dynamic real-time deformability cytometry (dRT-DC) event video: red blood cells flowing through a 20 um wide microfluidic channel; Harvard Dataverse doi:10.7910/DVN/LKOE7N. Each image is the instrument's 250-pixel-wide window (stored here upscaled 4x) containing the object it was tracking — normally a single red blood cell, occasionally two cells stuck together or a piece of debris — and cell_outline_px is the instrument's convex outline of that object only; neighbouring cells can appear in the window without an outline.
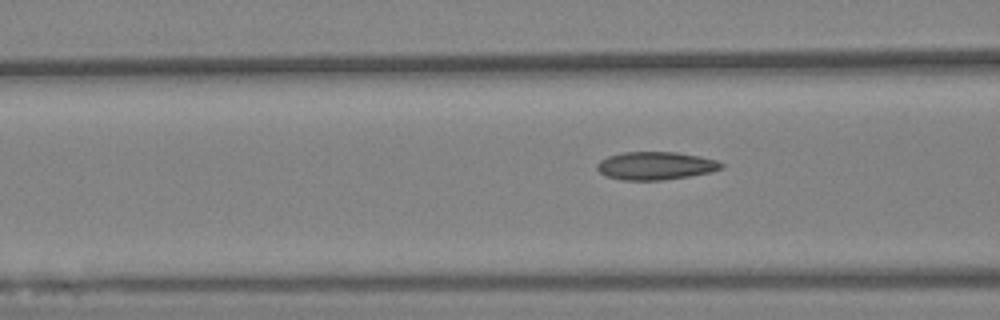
{"species": "Egyptian fruit bat (a non-hibernating species)", "species_latin": "Rousettus aegyptiacus", "temperature_condition": "warm", "stored_images_in_passage": 19, "camera_frame_rate_fps": 3000, "um_per_image_px": 0.085, "animal": {"sex": "female"}, "frame": {"image": 1, "passage_image": 11, "time_ms": 3.333, "image_size_px": [1000, 320], "cell_outline_px": [[724, 168], [712, 172], [664, 180], [624, 180], [604, 176], [596, 168], [596, 164], [600, 160], [608, 156], [624, 152], [676, 152], [716, 160], [724, 164]], "centroid_in_image_um": [55.71, 14.09], "position_along_channel_um": 110.9, "area_um2": 20.29}}
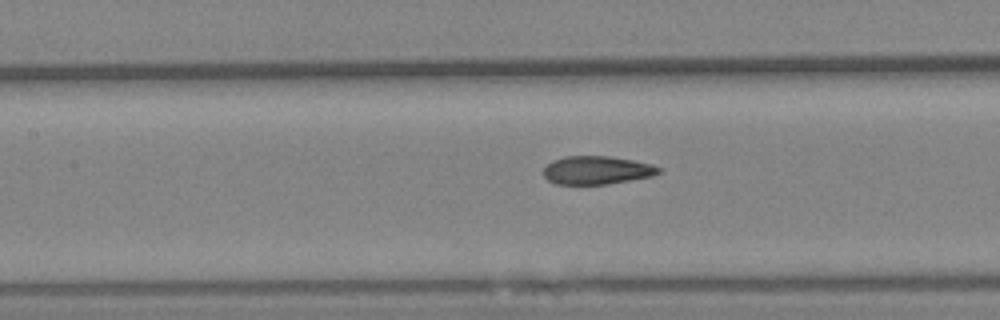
{"frame": {"image": 2, "passage_image": 16, "time_ms": 5.0, "image_size_px": [1000, 320], "cell_outline_px": [[664, 168], [660, 172], [652, 176], [608, 184], [556, 184], [548, 180], [544, 176], [544, 168], [552, 160], [564, 156], [612, 156], [652, 164]], "centroid_in_image_um": [50.75, 14.46], "position_along_channel_um": 156.7, "area_um2": 19.07}}